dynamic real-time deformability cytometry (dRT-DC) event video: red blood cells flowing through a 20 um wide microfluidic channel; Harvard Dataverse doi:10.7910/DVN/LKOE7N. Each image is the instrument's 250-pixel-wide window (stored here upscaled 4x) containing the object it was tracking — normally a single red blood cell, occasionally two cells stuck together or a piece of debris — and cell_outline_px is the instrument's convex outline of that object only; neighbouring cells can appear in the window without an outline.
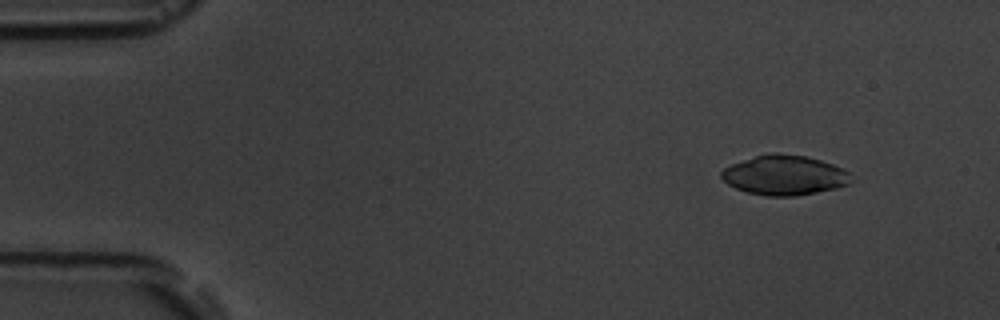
{"species": "common noctule bat (a hibernating species)", "species_latin": "Nyctalus noctula", "temperature_condition": "room temperature", "stored_images_in_passage": 5, "camera_frame_rate_fps": 3000, "um_per_image_px": 0.085, "animal": {"sex": "male", "body_mass_g": 19.5, "forearm_length_mm": 54.6}, "frame": {"image": 1, "passage_image": 2, "time_ms": 1.0, "image_size_px": [1000, 320], "cell_outline_px": [[848, 184], [836, 188], [796, 196], [764, 196], [748, 192], [736, 188], [728, 184], [720, 176], [720, 172], [724, 168], [732, 164], [768, 152], [776, 152], [804, 156], [820, 160], [832, 164], [848, 172]], "centroid_in_image_um": [66.62, 14.89], "position_along_channel_um": 18.4, "area_um2": 29.71}}